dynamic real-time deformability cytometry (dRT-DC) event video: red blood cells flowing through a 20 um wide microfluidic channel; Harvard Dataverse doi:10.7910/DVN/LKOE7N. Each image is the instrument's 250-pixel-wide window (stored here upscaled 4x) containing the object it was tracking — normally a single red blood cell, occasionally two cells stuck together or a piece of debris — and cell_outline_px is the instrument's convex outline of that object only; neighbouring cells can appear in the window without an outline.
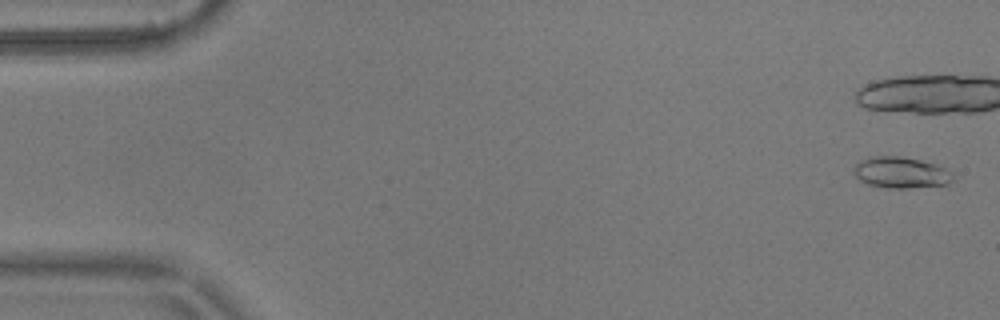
{"species": "common noctule bat (a hibernating species)", "species_latin": "Nyctalus noctula", "temperature_condition": "warm", "stored_images_in_passage": 8, "camera_frame_rate_fps": 3000, "um_per_image_px": 0.085, "animal": {"sex": "male", "body_mass_g": 17.9}, "frame": {"image": 1, "passage_image": 1, "time_ms": 0.0, "image_size_px": [1000, 320], "cell_outline_px": [[952, 180], [948, 184], [908, 188], [888, 188], [868, 184], [860, 180], [852, 172], [852, 168], [860, 160], [868, 156], [900, 156], [920, 160], [944, 168], [952, 172]], "centroid_in_image_um": [76.52, 14.66], "position_along_channel_um": 8.5, "area_um2": 17.98}}